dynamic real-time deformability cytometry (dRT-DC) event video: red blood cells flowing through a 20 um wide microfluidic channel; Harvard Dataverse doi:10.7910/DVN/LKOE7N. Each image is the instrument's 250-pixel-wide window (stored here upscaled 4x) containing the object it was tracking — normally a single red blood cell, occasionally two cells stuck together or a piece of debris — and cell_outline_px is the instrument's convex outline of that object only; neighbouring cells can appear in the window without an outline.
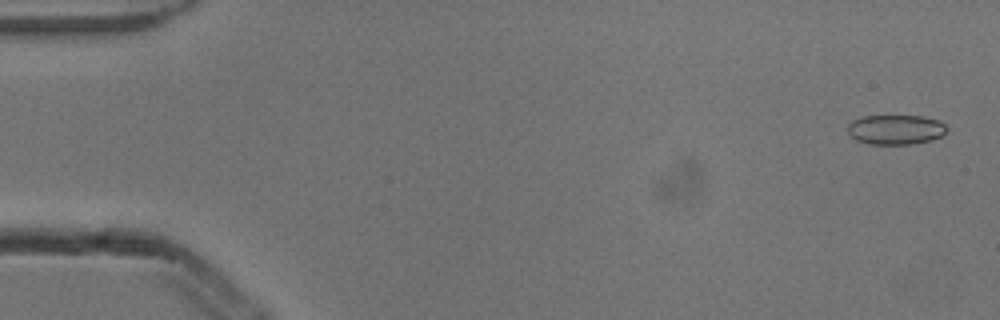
{"species": "common noctule bat (a hibernating species)", "species_latin": "Nyctalus noctula", "temperature_condition": "cold", "stored_images_in_passage": 6, "camera_frame_rate_fps": 3000, "um_per_image_px": 0.085, "animal": {"sex": "male", "body_mass_g": 13.3}, "frame": {"image": 1, "passage_image": 1, "time_ms": 0.0, "image_size_px": [1000, 320], "cell_outline_px": [[944, 132], [940, 136], [932, 140], [908, 144], [868, 144], [856, 140], [848, 132], [848, 124], [852, 120], [864, 116], [920, 116], [936, 120], [944, 124]], "centroid_in_image_um": [76.07, 11.02], "position_along_channel_um": 8.9, "area_um2": 16.88}}
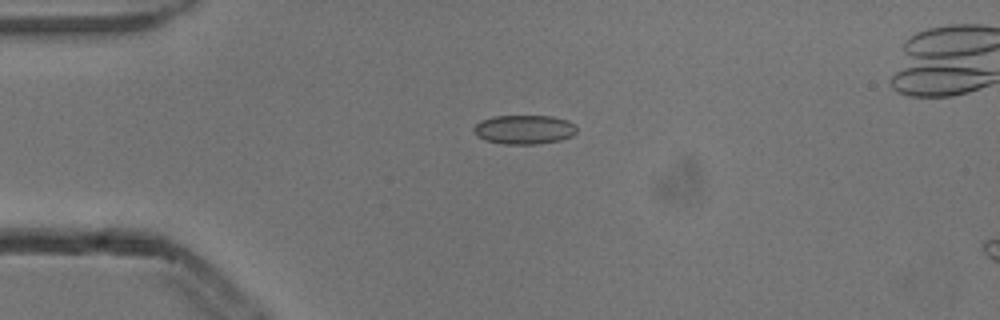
{"frame": {"image": 2, "passage_image": 4, "time_ms": 1.0, "image_size_px": [1000, 320], "cell_outline_px": [[576, 132], [572, 136], [560, 140], [536, 144], [504, 144], [484, 140], [476, 136], [472, 128], [480, 120], [492, 116], [552, 116], [568, 120], [576, 128]], "centroid_in_image_um": [44.51, 11.01], "position_along_channel_um": 40.5, "area_um2": 17.57}}